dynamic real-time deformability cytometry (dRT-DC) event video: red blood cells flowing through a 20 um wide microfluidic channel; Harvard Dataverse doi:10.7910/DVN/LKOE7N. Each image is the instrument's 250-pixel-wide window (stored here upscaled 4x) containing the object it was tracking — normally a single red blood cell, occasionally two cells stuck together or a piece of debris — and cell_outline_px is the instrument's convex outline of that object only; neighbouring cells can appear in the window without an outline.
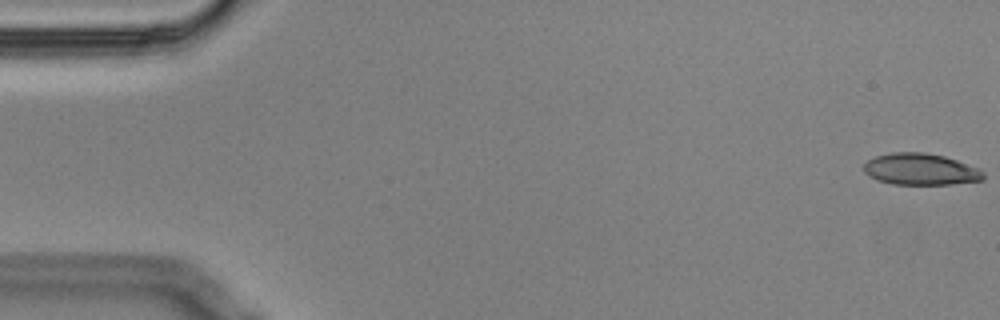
{"species": "Egyptian fruit bat (a non-hibernating species)", "species_latin": "Rousettus aegyptiacus", "temperature_condition": "cold", "stored_images_in_passage": 50, "camera_frame_rate_fps": 3000, "um_per_image_px": 0.085, "animal": {"sex": "male"}, "frame": {"image": 1, "passage_image": 1, "time_ms": 0.0, "image_size_px": [1000, 320], "cell_outline_px": [[984, 180], [952, 184], [892, 184], [876, 180], [868, 176], [864, 172], [864, 164], [868, 160], [876, 156], [892, 152], [924, 152], [944, 156], [980, 168], [984, 172]], "centroid_in_image_um": [78.25, 14.39], "position_along_channel_um": 6.7, "area_um2": 22.14}}
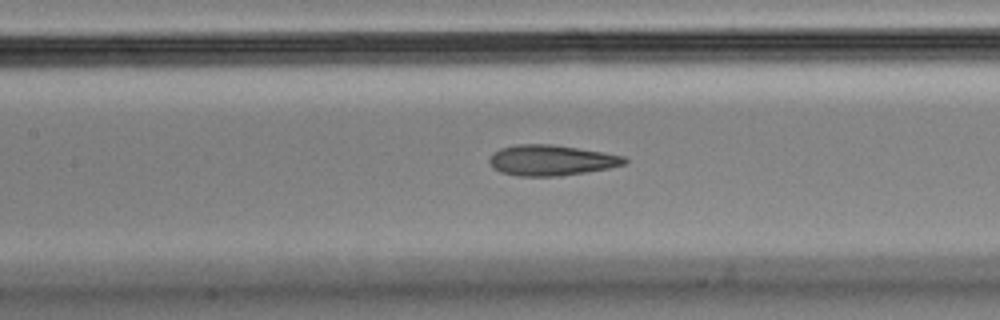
{"frame": {"image": 2, "passage_image": 26, "time_ms": 8.333, "image_size_px": [1000, 320], "cell_outline_px": [[628, 160], [624, 164], [608, 168], [560, 176], [516, 176], [500, 172], [492, 168], [488, 160], [492, 152], [500, 148], [516, 144], [552, 144], [604, 152], [624, 156]], "centroid_in_image_um": [46.8, 13.62], "position_along_channel_um": 160.6, "area_um2": 24.22}}
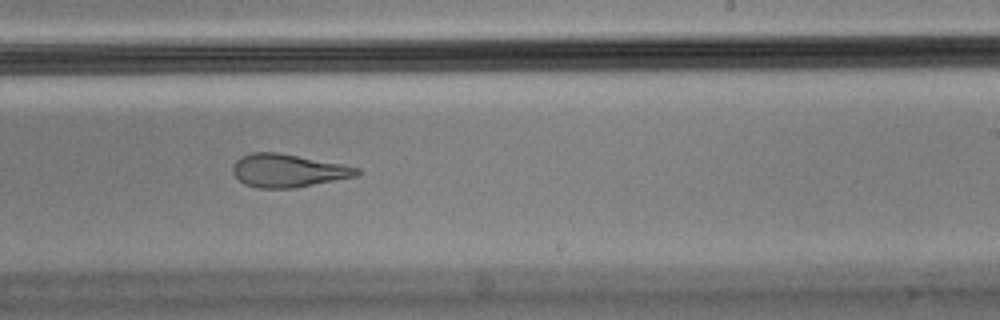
{"frame": {"image": 3, "passage_image": 35, "time_ms": 11.333, "image_size_px": [1000, 320], "cell_outline_px": [[360, 172], [356, 176], [292, 188], [260, 188], [244, 184], [232, 172], [232, 164], [240, 156], [252, 152], [276, 152], [344, 164], [360, 168]], "centroid_in_image_um": [24.45, 14.49], "position_along_channel_um": 264.6, "area_um2": 23.81}}